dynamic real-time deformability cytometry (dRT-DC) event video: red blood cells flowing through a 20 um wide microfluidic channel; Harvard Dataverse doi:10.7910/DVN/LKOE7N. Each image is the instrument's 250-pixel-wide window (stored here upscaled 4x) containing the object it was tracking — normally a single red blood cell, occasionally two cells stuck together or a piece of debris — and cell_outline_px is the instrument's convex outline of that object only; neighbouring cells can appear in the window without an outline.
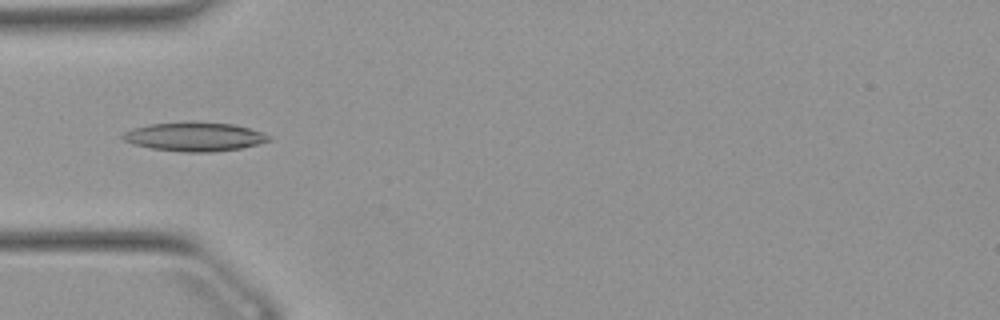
{"species": "Egyptian fruit bat (a non-hibernating species)", "species_latin": "Rousettus aegyptiacus", "temperature_condition": "warm", "stored_images_in_passage": 41, "camera_frame_rate_fps": 3000, "um_per_image_px": 0.085, "animal": {"sex": "female"}, "frame": {"image": 1, "passage_image": 5, "time_ms": 1.333, "image_size_px": [1000, 320], "cell_outline_px": [[272, 140], [260, 144], [240, 148], [212, 152], [184, 152], [152, 148], [132, 144], [124, 140], [120, 136], [124, 132], [132, 128], [148, 124], [188, 120], [232, 124], [248, 128], [260, 132], [268, 136]], "centroid_in_image_um": [16.49, 11.6], "position_along_channel_um": 68.5, "area_um2": 24.91}}
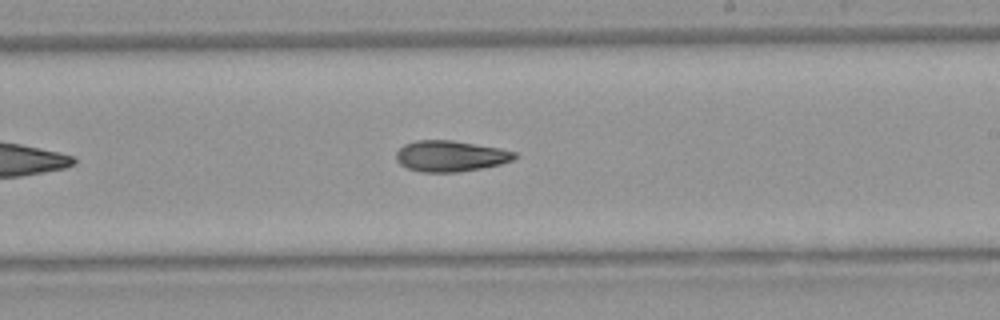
{"frame": {"image": 2, "passage_image": 19, "time_ms": 6.0, "image_size_px": [1000, 320], "cell_outline_px": [[516, 156], [512, 160], [500, 164], [460, 172], [420, 172], [408, 168], [400, 164], [396, 160], [396, 152], [404, 144], [416, 140], [452, 140], [500, 148], [516, 152]], "centroid_in_image_um": [38.26, 13.26], "position_along_channel_um": 250.7, "area_um2": 21.33}}
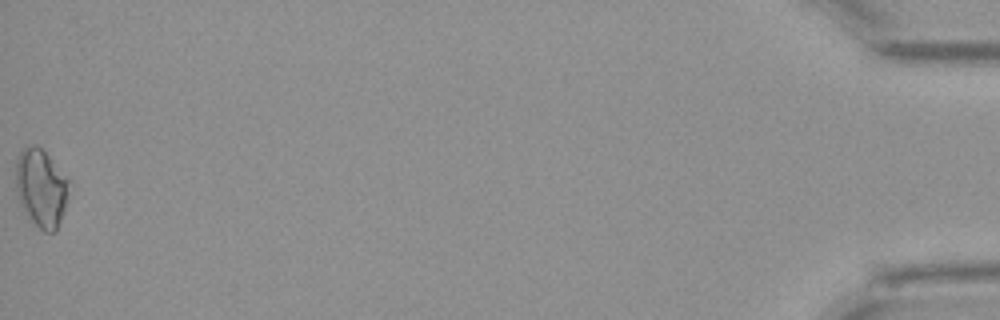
{"frame": {"image": 3, "passage_image": 41, "time_ms": 13.333, "image_size_px": [1000, 320], "cell_outline_px": [[68, 180], [64, 208], [56, 232], [44, 232], [28, 220], [20, 204], [16, 188], [16, 160], [20, 152], [24, 148], [32, 144], [36, 144], [48, 156]], "centroid_in_image_um": [3.44, 16.01], "position_along_channel_um": 431.8, "area_um2": 23.76}}